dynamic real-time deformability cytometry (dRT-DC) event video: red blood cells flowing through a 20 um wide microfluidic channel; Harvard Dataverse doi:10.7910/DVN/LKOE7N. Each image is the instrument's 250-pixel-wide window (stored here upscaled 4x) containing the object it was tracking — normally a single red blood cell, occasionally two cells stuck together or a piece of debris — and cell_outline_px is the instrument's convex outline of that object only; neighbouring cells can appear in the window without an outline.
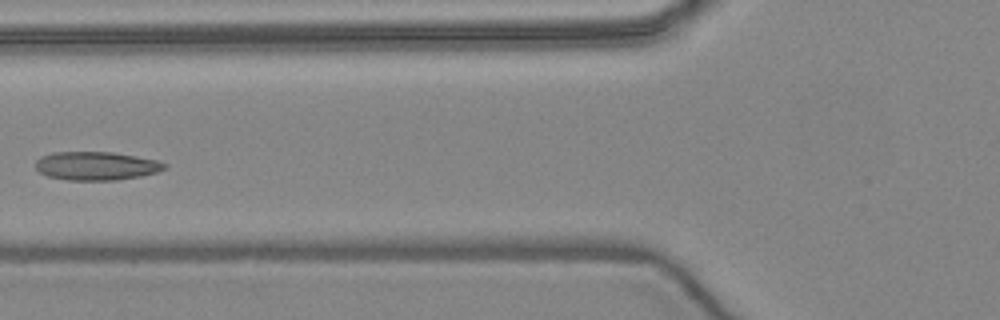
{"species": "common noctule bat (a hibernating species)", "species_latin": "Nyctalus noctula", "temperature_condition": "warm", "stored_images_in_passage": 6, "camera_frame_rate_fps": 3000, "um_per_image_px": 0.085, "animal": {"sex": "female", "body_mass_g": 24.6, "forearm_length_mm": 56.2}, "frame": {"image": 1, "passage_image": 5, "time_ms": 6.0, "image_size_px": [1000, 320], "cell_outline_px": [[168, 168], [156, 172], [140, 176], [116, 180], [68, 180], [48, 176], [40, 172], [36, 168], [36, 160], [40, 156], [52, 152], [112, 152], [136, 156], [156, 160], [168, 164]], "centroid_in_image_um": [8.19, 14.09], "position_along_channel_um": 117.6, "area_um2": 21.44}}
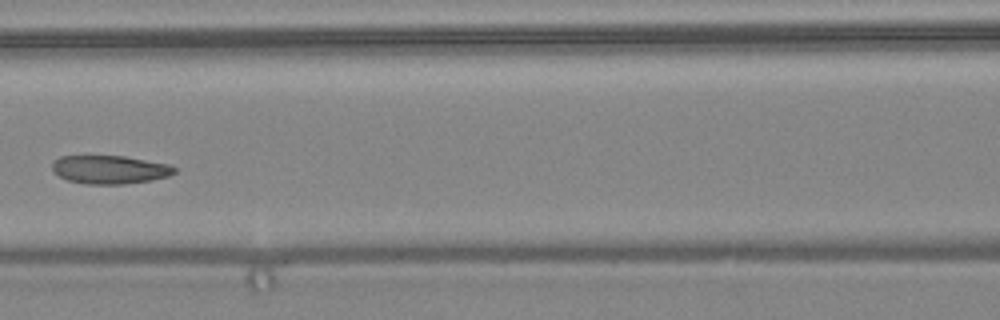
{"frame": {"image": 2, "passage_image": 6, "time_ms": 7.0, "image_size_px": [1000, 320], "cell_outline_px": [[176, 172], [168, 176], [152, 180], [124, 184], [84, 184], [68, 180], [52, 172], [52, 164], [60, 156], [124, 156], [168, 164], [176, 168]], "centroid_in_image_um": [9.32, 14.42], "position_along_channel_um": 157.3, "area_um2": 20.17}}